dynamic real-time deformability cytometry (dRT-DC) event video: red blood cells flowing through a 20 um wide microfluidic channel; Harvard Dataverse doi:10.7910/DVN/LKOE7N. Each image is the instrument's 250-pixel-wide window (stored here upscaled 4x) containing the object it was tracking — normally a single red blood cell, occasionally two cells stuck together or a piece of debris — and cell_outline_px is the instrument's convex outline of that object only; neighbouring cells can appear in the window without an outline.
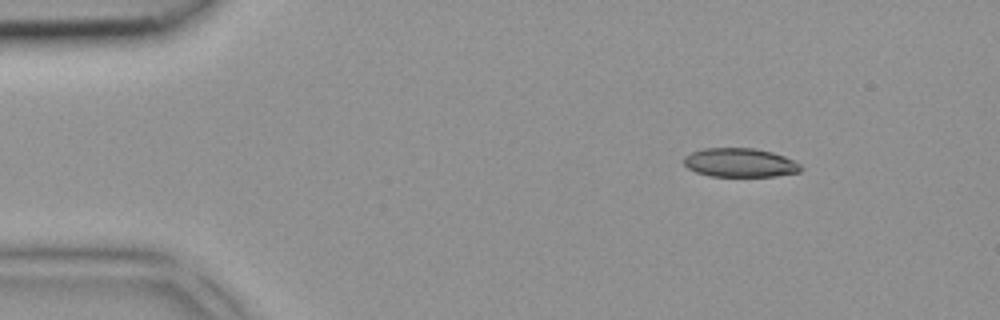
{"species": "common noctule bat (a hibernating species)", "species_latin": "Nyctalus noctula", "temperature_condition": "room temperature", "stored_images_in_passage": 3, "camera_frame_rate_fps": 3000, "um_per_image_px": 0.085, "animal": {"sex": "female", "body_mass_g": 18.4}, "frame": {"image": 1, "passage_image": 1, "time_ms": 0.0, "image_size_px": [1000, 320], "cell_outline_px": [[804, 168], [800, 172], [776, 176], [708, 176], [696, 172], [688, 168], [684, 164], [684, 156], [692, 152], [704, 148], [756, 148], [772, 152], [784, 156], [800, 164]], "centroid_in_image_um": [62.91, 13.83], "position_along_channel_um": 22.1, "area_um2": 19.77}}
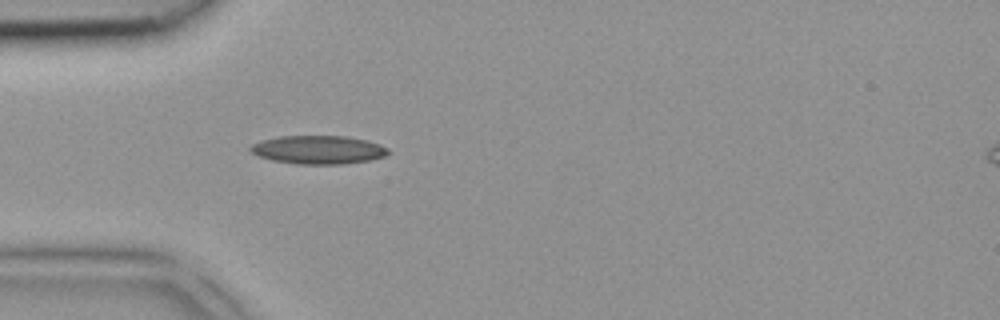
{"frame": {"image": 2, "passage_image": 3, "time_ms": 0.667, "image_size_px": [1000, 320], "cell_outline_px": [[392, 152], [384, 156], [368, 160], [344, 164], [296, 164], [272, 160], [260, 156], [252, 152], [248, 148], [252, 144], [260, 140], [280, 136], [344, 136], [368, 140], [380, 144], [388, 148]], "centroid_in_image_um": [27.07, 12.72], "position_along_channel_um": 57.9, "area_um2": 22.89}}